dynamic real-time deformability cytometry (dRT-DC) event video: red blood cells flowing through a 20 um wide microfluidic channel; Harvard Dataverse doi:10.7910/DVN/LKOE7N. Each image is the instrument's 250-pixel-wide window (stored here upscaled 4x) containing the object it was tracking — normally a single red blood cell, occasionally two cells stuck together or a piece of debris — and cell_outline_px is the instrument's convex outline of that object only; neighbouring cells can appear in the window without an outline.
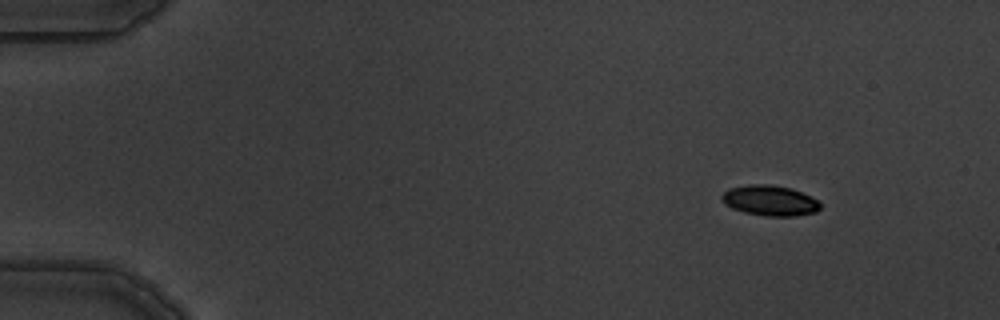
{"species": "common noctule bat (a hibernating species)", "species_latin": "Nyctalus noctula", "temperature_condition": "warm", "stored_images_in_passage": 5, "camera_frame_rate_fps": 3000, "um_per_image_px": 0.085, "animal": {"sex": "male", "body_mass_g": 19.5, "forearm_length_mm": 54.6}, "frame": {"image": 1, "passage_image": 2, "time_ms": 1.0, "image_size_px": [1000, 320], "cell_outline_px": [[820, 208], [816, 212], [796, 216], [764, 216], [744, 212], [732, 208], [724, 204], [720, 200], [720, 196], [728, 188], [748, 184], [772, 184], [792, 188], [816, 200], [820, 204]], "centroid_in_image_um": [65.38, 17.04], "position_along_channel_um": 19.6, "area_um2": 17.57}}
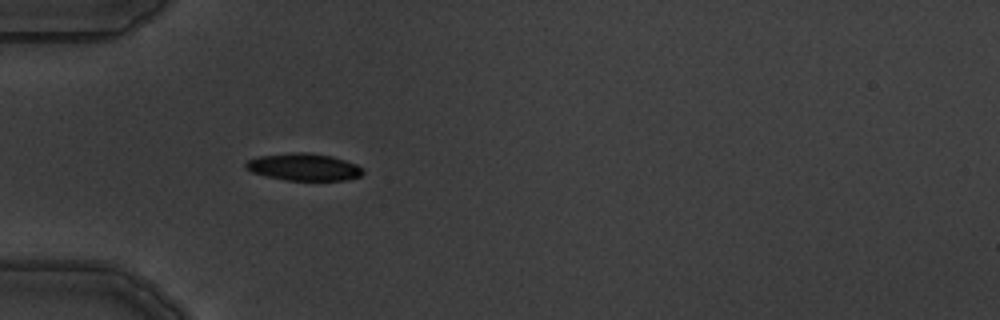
{"frame": {"image": 2, "passage_image": 5, "time_ms": 4.667, "image_size_px": [1000, 320], "cell_outline_px": [[364, 172], [360, 176], [344, 180], [288, 180], [268, 176], [252, 172], [244, 168], [244, 164], [248, 160], [256, 156], [292, 152], [308, 152], [332, 156], [356, 164], [364, 168]], "centroid_in_image_um": [25.81, 14.18], "position_along_channel_um": 59.2, "area_um2": 18.61}}